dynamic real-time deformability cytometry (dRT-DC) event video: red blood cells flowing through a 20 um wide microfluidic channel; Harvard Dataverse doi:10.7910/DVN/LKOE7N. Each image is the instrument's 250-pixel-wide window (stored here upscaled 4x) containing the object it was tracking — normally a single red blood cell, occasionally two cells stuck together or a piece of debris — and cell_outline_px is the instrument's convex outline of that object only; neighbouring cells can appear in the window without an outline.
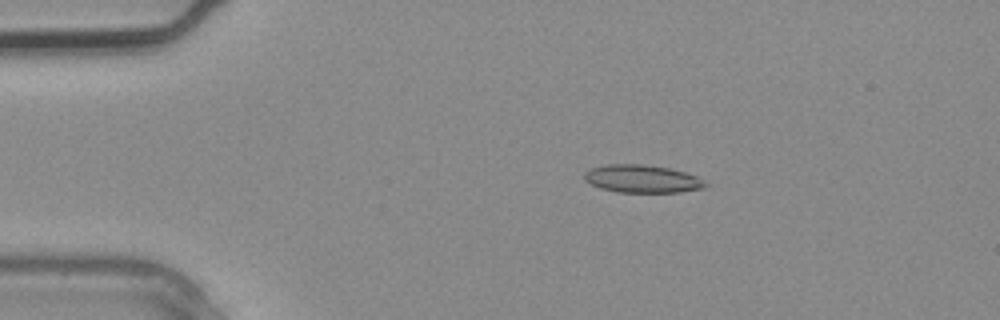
{"species": "common noctule bat (a hibernating species)", "species_latin": "Nyctalus noctula", "temperature_condition": "warm", "stored_images_in_passage": 3, "camera_frame_rate_fps": 3000, "um_per_image_px": 0.085, "animal": {"sex": "male", "body_mass_g": 20.4}, "frame": {"image": 1, "passage_image": 2, "time_ms": 0.333, "image_size_px": [1000, 320], "cell_outline_px": [[708, 184], [704, 188], [680, 192], [616, 192], [600, 188], [584, 180], [584, 172], [592, 168], [604, 164], [644, 164], [668, 168], [684, 172], [696, 176], [704, 180]], "centroid_in_image_um": [54.57, 15.2], "position_along_channel_um": 30.4, "area_um2": 19.65}}
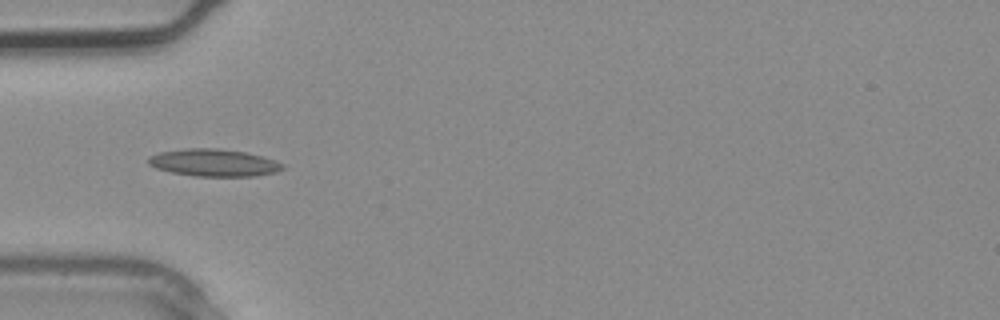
{"frame": {"image": 2, "passage_image": 3, "time_ms": 0.667, "image_size_px": [1000, 320], "cell_outline_px": [[284, 168], [276, 172], [256, 176], [196, 176], [172, 172], [156, 168], [148, 164], [148, 156], [160, 152], [184, 148], [216, 148], [244, 152], [264, 156], [284, 164]], "centroid_in_image_um": [18.18, 13.82], "position_along_channel_um": 66.8, "area_um2": 21.39}}